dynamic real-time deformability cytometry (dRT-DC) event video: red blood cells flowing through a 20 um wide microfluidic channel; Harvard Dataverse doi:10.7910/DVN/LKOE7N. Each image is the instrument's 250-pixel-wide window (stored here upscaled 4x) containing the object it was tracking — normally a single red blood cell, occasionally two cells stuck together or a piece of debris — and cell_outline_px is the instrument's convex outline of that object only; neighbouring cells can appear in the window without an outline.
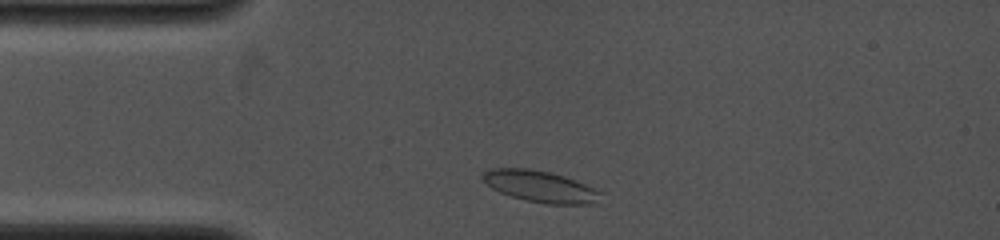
{"species": "common noctule bat (a hibernating species)", "species_latin": "Nyctalus noctula", "temperature_condition": "cold", "stored_images_in_passage": 2, "camera_frame_rate_fps": 4000, "um_per_image_px": 0.085, "animal": {"sex": "female", "body_mass_g": 19.0, "forearm_length_mm": 53.3}, "frame": {"image": 1, "passage_image": 1, "time_ms": 0.0, "image_size_px": [1000, 240], "cell_outline_px": [[604, 192], [600, 204], [544, 204], [524, 200], [500, 192], [492, 188], [480, 176], [484, 172], [492, 168], [528, 168], [548, 172], [564, 176], [576, 180]], "centroid_in_image_um": [46.01, 15.87], "position_along_channel_um": 39.0, "area_um2": 21.91}}